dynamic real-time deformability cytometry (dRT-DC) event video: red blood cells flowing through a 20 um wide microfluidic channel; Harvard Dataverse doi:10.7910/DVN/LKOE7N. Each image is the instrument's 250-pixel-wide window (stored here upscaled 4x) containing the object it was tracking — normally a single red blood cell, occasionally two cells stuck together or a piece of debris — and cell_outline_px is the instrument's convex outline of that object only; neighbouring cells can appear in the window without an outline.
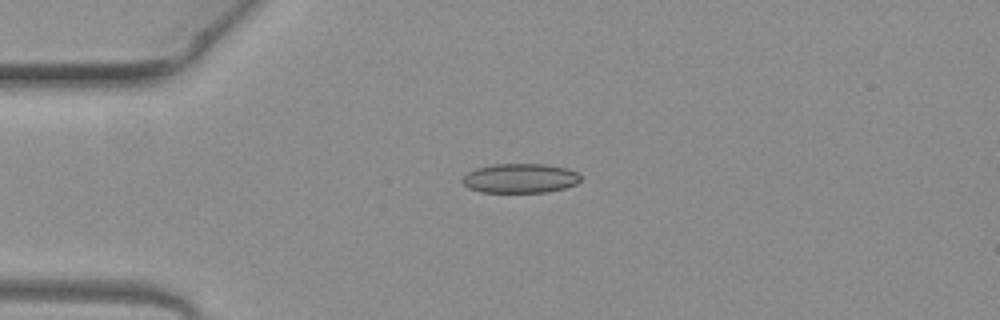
{"species": "common noctule bat (a hibernating species)", "species_latin": "Nyctalus noctula", "temperature_condition": "warm", "stored_images_in_passage": 7, "camera_frame_rate_fps": 3000, "um_per_image_px": 0.085, "animal": {"sex": "female", "body_mass_g": 19.3, "forearm_length_mm": 54.1}, "frame": {"image": 1, "passage_image": 4, "time_ms": 1.0, "image_size_px": [1000, 320], "cell_outline_px": [[580, 180], [576, 184], [564, 188], [548, 192], [480, 192], [468, 188], [460, 180], [468, 172], [476, 168], [492, 164], [544, 164], [568, 168], [576, 172], [580, 176]], "centroid_in_image_um": [44.19, 15.15], "position_along_channel_um": 40.8, "area_um2": 20.35}}
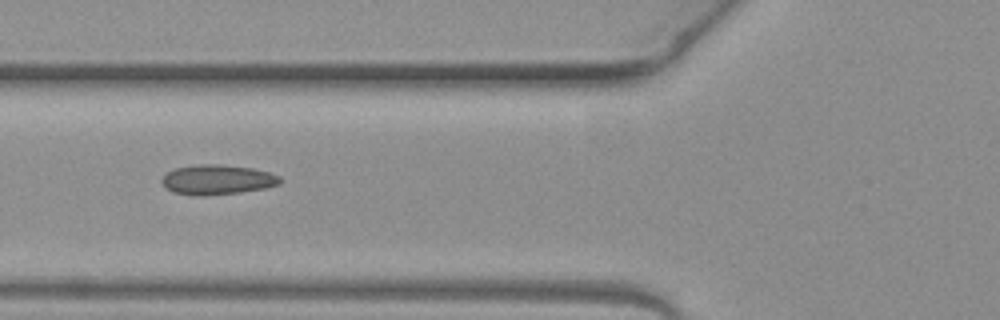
{"frame": {"image": 2, "passage_image": 6, "time_ms": 1.667, "image_size_px": [1000, 320], "cell_outline_px": [[280, 184], [264, 188], [240, 192], [204, 196], [196, 196], [172, 192], [164, 188], [160, 180], [168, 172], [176, 168], [200, 164], [216, 164], [252, 168], [268, 172], [280, 176]], "centroid_in_image_um": [18.43, 15.28], "position_along_channel_um": 107.4, "area_um2": 20.52}}
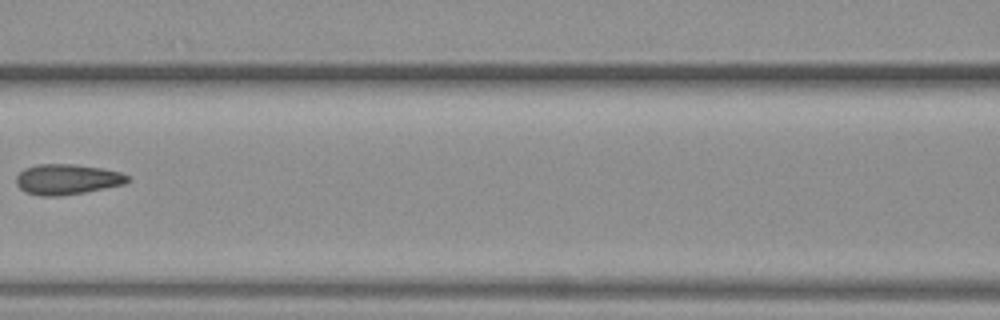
{"frame": {"image": 3, "passage_image": 7, "time_ms": 2.0, "image_size_px": [1000, 320], "cell_outline_px": [[128, 180], [124, 184], [84, 192], [60, 196], [40, 196], [24, 192], [16, 184], [16, 176], [24, 168], [36, 164], [72, 164], [104, 168], [120, 172], [128, 176]], "centroid_in_image_um": [5.66, 15.24], "position_along_channel_um": 160.9, "area_um2": 19.77}}